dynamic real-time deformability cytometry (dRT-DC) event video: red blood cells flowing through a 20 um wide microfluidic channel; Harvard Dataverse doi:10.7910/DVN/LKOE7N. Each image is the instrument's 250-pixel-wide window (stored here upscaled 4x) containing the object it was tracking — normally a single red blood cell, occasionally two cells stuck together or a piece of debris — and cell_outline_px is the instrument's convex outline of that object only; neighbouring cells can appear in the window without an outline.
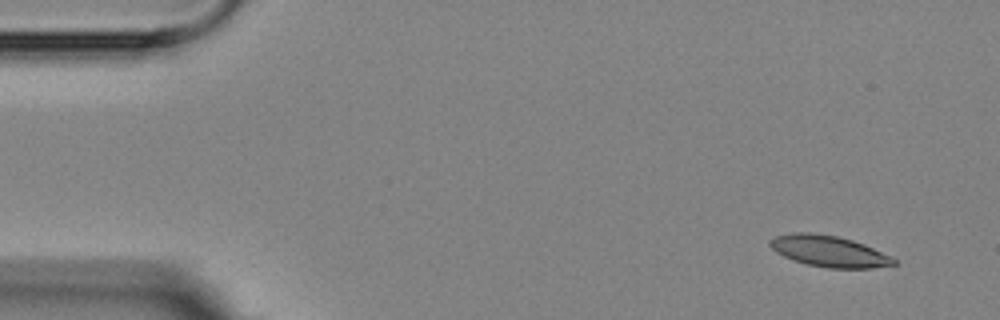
{"species": "Egyptian fruit bat (a non-hibernating species)", "species_latin": "Rousettus aegyptiacus", "temperature_condition": "room temperature", "stored_images_in_passage": 3, "camera_frame_rate_fps": 3000, "um_per_image_px": 0.085, "animal": {"sex": "female"}, "frame": {"image": 1, "passage_image": 1, "time_ms": 0.0, "image_size_px": [1000, 320], "cell_outline_px": [[896, 264], [872, 268], [828, 268], [808, 264], [792, 260], [776, 252], [768, 244], [768, 240], [776, 236], [792, 232], [808, 232], [836, 236], [852, 240], [864, 244], [896, 260]], "centroid_in_image_um": [70.4, 21.35], "position_along_channel_um": 14.6, "area_um2": 22.25}}
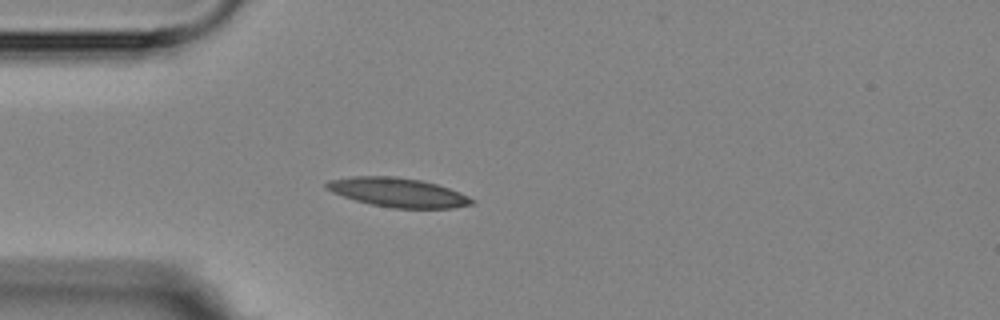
{"frame": {"image": 2, "passage_image": 3, "time_ms": 3.667, "image_size_px": [1000, 320], "cell_outline_px": [[476, 200], [472, 204], [452, 208], [392, 208], [372, 204], [356, 200], [332, 192], [324, 188], [324, 184], [328, 180], [352, 176], [396, 176], [420, 180], [436, 184], [460, 192]], "centroid_in_image_um": [33.81, 16.35], "position_along_channel_um": 51.2, "area_um2": 24.62}}